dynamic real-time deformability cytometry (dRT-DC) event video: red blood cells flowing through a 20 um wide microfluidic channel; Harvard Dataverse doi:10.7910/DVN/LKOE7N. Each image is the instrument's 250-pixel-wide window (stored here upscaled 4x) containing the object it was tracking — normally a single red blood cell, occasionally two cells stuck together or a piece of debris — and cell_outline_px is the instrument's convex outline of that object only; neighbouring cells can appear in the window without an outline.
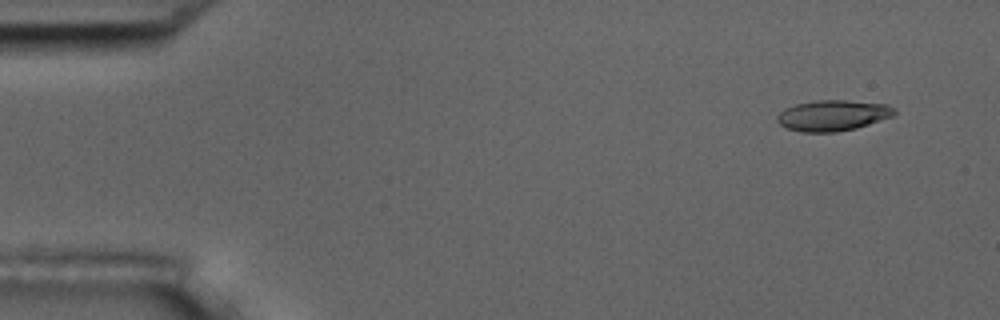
{"species": "common noctule bat (a hibernating species)", "species_latin": "Nyctalus noctula", "temperature_condition": "room temperature", "stored_images_in_passage": 4, "camera_frame_rate_fps": 3000, "um_per_image_px": 0.085, "animal": {"sex": "male", "body_mass_g": 17.5, "forearm_length_mm": 52.3}, "frame": {"image": 1, "passage_image": 1, "time_ms": 0.0, "image_size_px": [1000, 320], "cell_outline_px": [[896, 112], [892, 116], [856, 128], [836, 132], [800, 132], [788, 128], [780, 124], [776, 120], [776, 116], [784, 108], [796, 104], [816, 100], [848, 100], [888, 104], [896, 108]], "centroid_in_image_um": [70.78, 9.8], "position_along_channel_um": 14.2, "area_um2": 21.1}}